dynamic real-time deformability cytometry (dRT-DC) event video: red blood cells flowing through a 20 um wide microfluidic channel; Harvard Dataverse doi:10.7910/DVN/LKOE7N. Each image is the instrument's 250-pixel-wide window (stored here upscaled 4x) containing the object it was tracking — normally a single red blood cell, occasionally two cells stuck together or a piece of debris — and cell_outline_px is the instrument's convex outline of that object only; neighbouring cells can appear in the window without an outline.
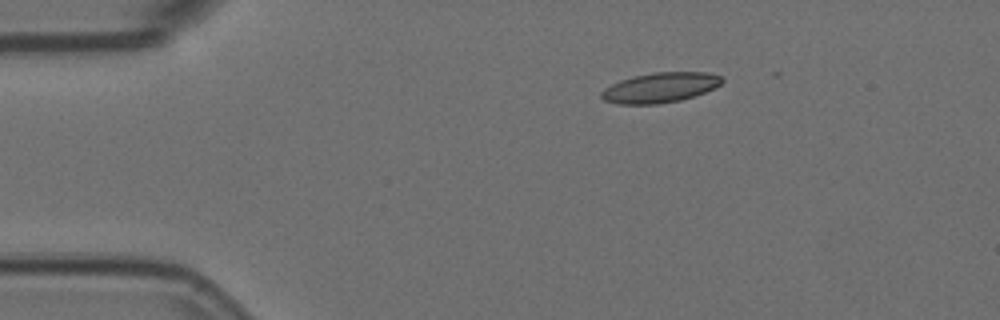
{"species": "Egyptian fruit bat (a non-hibernating species)", "species_latin": "Rousettus aegyptiacus", "temperature_condition": "room temperature", "stored_images_in_passage": 2, "camera_frame_rate_fps": 3000, "um_per_image_px": 0.085, "animal": {"sex": "female"}, "frame": {"image": 1, "passage_image": 2, "time_ms": 0.333, "image_size_px": [1000, 320], "cell_outline_px": [[724, 80], [716, 88], [680, 100], [656, 104], [620, 104], [604, 100], [600, 96], [600, 92], [604, 88], [620, 80], [636, 76], [656, 72], [708, 72], [720, 76]], "centroid_in_image_um": [56.11, 7.44], "position_along_channel_um": 28.9, "area_um2": 20.92}}